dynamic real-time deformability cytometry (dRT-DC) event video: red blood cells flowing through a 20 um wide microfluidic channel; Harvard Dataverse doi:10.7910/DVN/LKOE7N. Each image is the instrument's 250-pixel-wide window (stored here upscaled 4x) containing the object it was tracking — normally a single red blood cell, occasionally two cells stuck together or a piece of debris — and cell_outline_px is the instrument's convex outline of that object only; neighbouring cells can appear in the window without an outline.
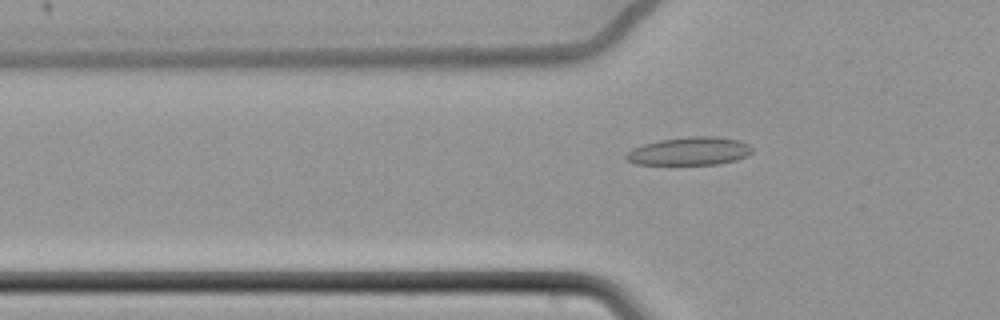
{"species": "common noctule bat (a hibernating species)", "species_latin": "Nyctalus noctula", "temperature_condition": "cold", "stored_images_in_passage": 53, "camera_frame_rate_fps": 3000, "um_per_image_px": 0.085, "animal": {"sex": "female", "body_mass_g": 22.7, "forearm_length_mm": 54.2}, "frame": {"image": 1, "passage_image": 13, "time_ms": 4.0, "image_size_px": [1000, 320], "cell_outline_px": [[752, 152], [748, 156], [736, 160], [720, 164], [636, 164], [628, 160], [624, 156], [632, 148], [644, 144], [660, 140], [688, 136], [716, 136], [740, 140], [748, 144], [752, 148]], "centroid_in_image_um": [58.65, 12.84], "position_along_channel_um": 67.2, "area_um2": 20.69}}
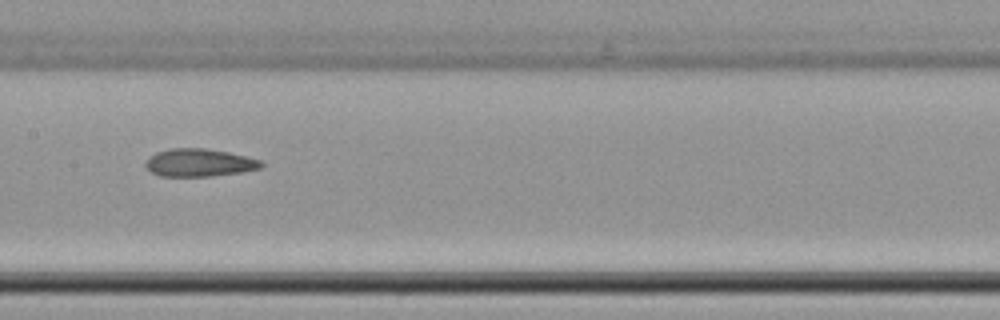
{"frame": {"image": 2, "passage_image": 24, "time_ms": 7.667, "image_size_px": [1000, 320], "cell_outline_px": [[264, 164], [260, 168], [240, 172], [212, 176], [160, 176], [152, 172], [144, 164], [148, 156], [156, 152], [168, 148], [204, 148], [228, 152], [248, 156], [264, 160]], "centroid_in_image_um": [16.95, 13.81], "position_along_channel_um": 190.5, "area_um2": 18.9}}
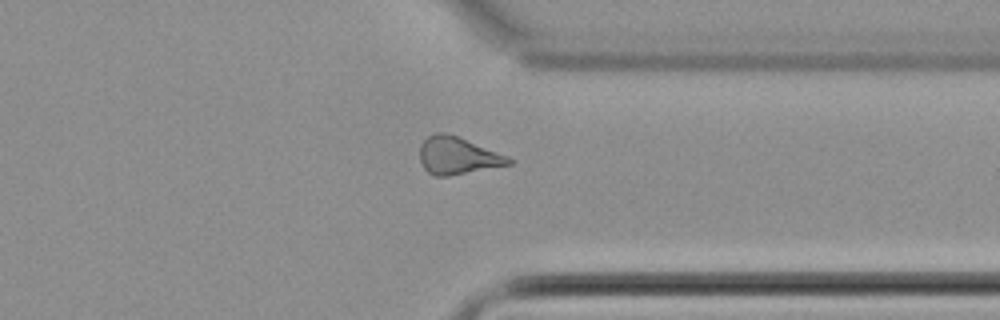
{"frame": {"image": 3, "passage_image": 40, "time_ms": 13.0, "image_size_px": [1000, 320], "cell_outline_px": [[512, 164], [448, 176], [436, 176], [428, 172], [424, 168], [420, 160], [420, 144], [428, 136], [436, 132], [444, 132], [456, 136], [508, 156], [512, 160]], "centroid_in_image_um": [38.87, 13.23], "position_along_channel_um": 372.5, "area_um2": 19.07}, "authors_computed_cell_mechanics": {"area_um2": 19.5364, "velocity_mm_per_s": 3.4203, "shape_relaxation_time_tau1_ms": null, "shape_relaxation_time_tau2_ms": 3.9221, "deformation_change_tau1": null, "deformation_change_tau2": 0.1292}}